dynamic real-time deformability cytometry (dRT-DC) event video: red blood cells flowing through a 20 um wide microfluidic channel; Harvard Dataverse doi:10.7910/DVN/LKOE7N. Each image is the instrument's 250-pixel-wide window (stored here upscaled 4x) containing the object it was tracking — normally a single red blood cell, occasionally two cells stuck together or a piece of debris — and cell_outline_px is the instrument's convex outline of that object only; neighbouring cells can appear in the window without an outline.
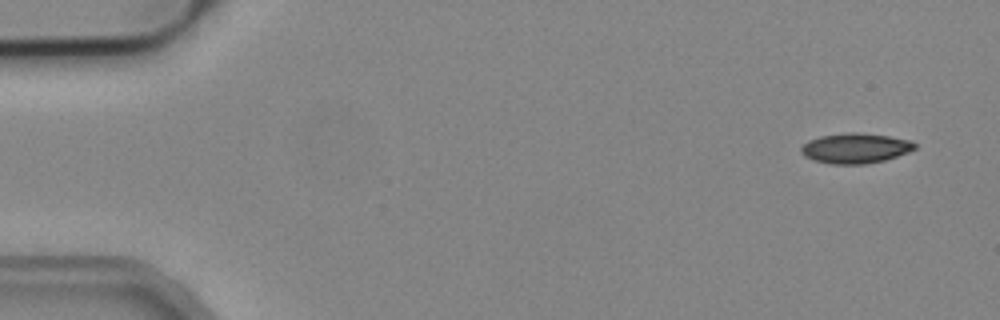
{"species": "common noctule bat (a hibernating species)", "species_latin": "Nyctalus noctula", "temperature_condition": "cold", "stored_images_in_passage": 4, "camera_frame_rate_fps": 3000, "um_per_image_px": 0.085, "animal": {"sex": "male", "body_mass_g": 19.2, "forearm_length_mm": 51.8}, "frame": {"image": 1, "passage_image": 1, "time_ms": 0.0, "image_size_px": [1000, 320], "cell_outline_px": [[916, 148], [908, 152], [884, 160], [864, 164], [832, 164], [812, 160], [804, 156], [800, 152], [800, 148], [808, 140], [820, 136], [848, 132], [856, 132], [888, 136], [912, 140], [916, 144]], "centroid_in_image_um": [72.69, 12.59], "position_along_channel_um": 12.3, "area_um2": 20.0}}
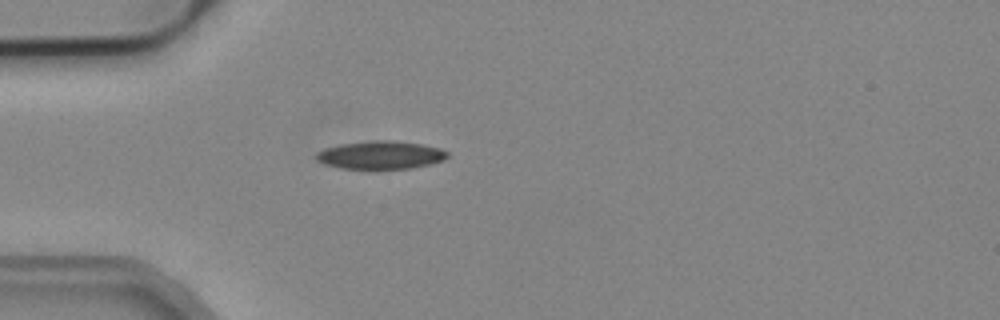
{"frame": {"image": 2, "passage_image": 4, "time_ms": 1.0, "image_size_px": [1000, 320], "cell_outline_px": [[448, 156], [444, 160], [432, 164], [412, 168], [340, 168], [324, 164], [316, 160], [316, 152], [324, 148], [340, 144], [372, 140], [392, 140], [420, 144], [440, 148], [448, 152]], "centroid_in_image_um": [32.35, 13.17], "position_along_channel_um": 52.7, "area_um2": 21.44}}